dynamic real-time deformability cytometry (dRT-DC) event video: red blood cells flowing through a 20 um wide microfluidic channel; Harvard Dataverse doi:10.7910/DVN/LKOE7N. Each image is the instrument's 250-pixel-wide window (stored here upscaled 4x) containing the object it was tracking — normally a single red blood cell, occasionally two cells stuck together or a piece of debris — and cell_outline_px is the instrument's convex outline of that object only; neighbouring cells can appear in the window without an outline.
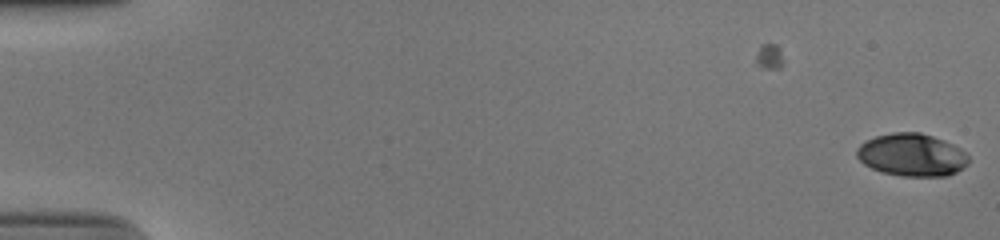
{"species": "human", "species_latin": "Homo sapiens", "temperature_condition": "cold", "stored_images_in_passage": 7, "camera_frame_rate_fps": 3000, "um_per_image_px": 0.085, "donor": {"sex": "male"}, "frame": {"image": 1, "passage_image": 7, "time_ms": 2.0, "image_size_px": [1000, 240], "cell_outline_px": [[968, 164], [964, 168], [948, 176], [900, 176], [880, 172], [864, 164], [856, 156], [856, 148], [860, 144], [876, 136], [892, 132], [920, 132], [944, 140], [960, 148], [968, 156]], "centroid_in_image_um": [77.5, 13.17], "position_along_channel_um": 7.5, "area_um2": 27.92}}